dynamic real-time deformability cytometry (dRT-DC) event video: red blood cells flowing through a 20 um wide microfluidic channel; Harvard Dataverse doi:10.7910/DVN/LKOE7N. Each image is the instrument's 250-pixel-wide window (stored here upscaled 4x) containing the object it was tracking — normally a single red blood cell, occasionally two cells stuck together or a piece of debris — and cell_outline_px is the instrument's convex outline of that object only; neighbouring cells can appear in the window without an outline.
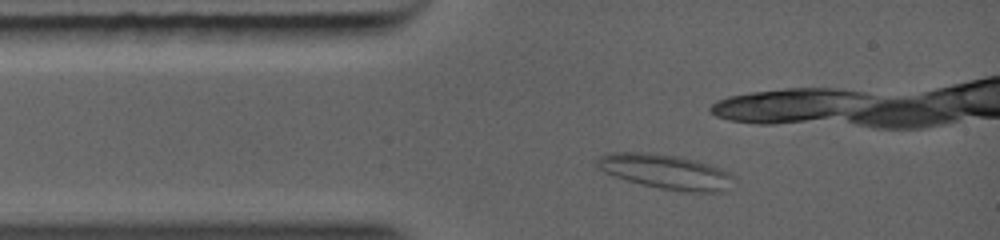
{"species": "common noctule bat (a hibernating species)", "species_latin": "Nyctalus noctula", "temperature_condition": "warm", "stored_images_in_passage": 7, "camera_frame_rate_fps": 5000, "um_per_image_px": 0.085, "animal": {"sex": "female", "body_mass_g": 19.0, "forearm_length_mm": 56.7}, "frame": {"image": 1, "passage_image": 1, "time_ms": 0.0, "image_size_px": [1000, 240], "cell_outline_px": [[736, 180], [720, 192], [688, 192], [660, 188], [640, 184], [604, 172], [596, 168], [596, 160], [604, 152], [648, 152], [676, 156], [708, 164], [720, 168], [728, 172]], "centroid_in_image_um": [56.53, 14.58], "position_along_channel_um": 28.5, "area_um2": 27.46}}